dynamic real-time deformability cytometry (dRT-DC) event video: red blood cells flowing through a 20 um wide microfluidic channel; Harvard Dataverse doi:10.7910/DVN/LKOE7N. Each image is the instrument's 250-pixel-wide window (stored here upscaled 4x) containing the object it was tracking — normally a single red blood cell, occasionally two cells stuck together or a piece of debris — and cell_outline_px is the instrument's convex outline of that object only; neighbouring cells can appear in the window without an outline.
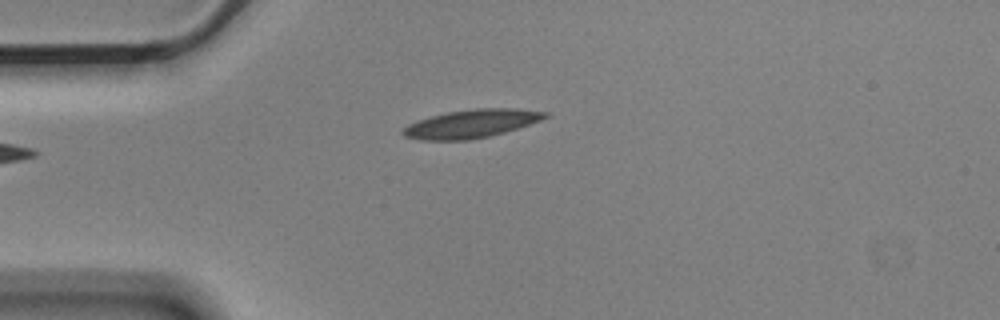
{"species": "Egyptian fruit bat (a non-hibernating species)", "species_latin": "Rousettus aegyptiacus", "temperature_condition": "cold", "stored_images_in_passage": 4, "camera_frame_rate_fps": 3000, "um_per_image_px": 0.085, "animal": {"sex": "male"}, "frame": {"image": 1, "passage_image": 4, "time_ms": 1.0, "image_size_px": [1000, 320], "cell_outline_px": [[552, 116], [504, 132], [488, 136], [468, 140], [420, 140], [404, 136], [400, 132], [408, 124], [416, 120], [448, 112], [476, 108], [516, 108], [548, 112]], "centroid_in_image_um": [40.06, 10.51], "position_along_channel_um": 44.9, "area_um2": 23.35}}